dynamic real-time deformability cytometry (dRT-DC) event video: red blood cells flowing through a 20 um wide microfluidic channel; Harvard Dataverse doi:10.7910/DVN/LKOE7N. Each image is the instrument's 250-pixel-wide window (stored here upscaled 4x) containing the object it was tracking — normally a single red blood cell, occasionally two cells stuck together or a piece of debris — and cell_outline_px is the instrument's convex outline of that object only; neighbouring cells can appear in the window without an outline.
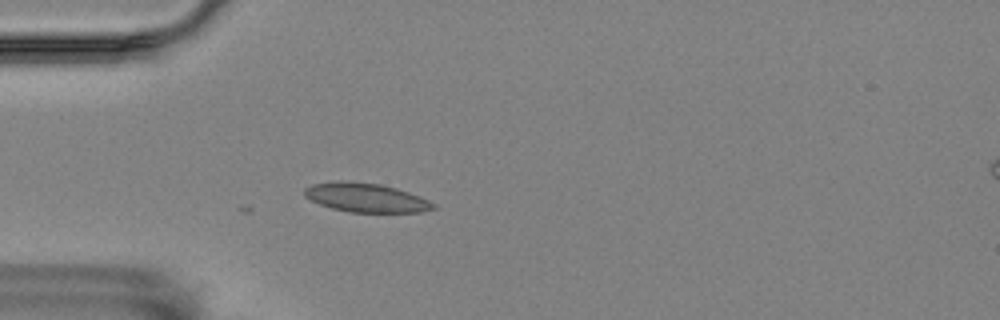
{"species": "Egyptian fruit bat (a non-hibernating species)", "species_latin": "Rousettus aegyptiacus", "temperature_condition": "room temperature", "stored_images_in_passage": 17, "camera_frame_rate_fps": 3000, "um_per_image_px": 0.085, "animal": {"sex": "female"}, "frame": {"image": 1, "passage_image": 17, "time_ms": 5.333, "image_size_px": [1000, 320], "cell_outline_px": [[436, 208], [420, 212], [348, 212], [332, 208], [320, 204], [304, 196], [304, 188], [312, 184], [336, 180], [344, 180], [380, 184], [396, 188], [420, 196], [436, 204]], "centroid_in_image_um": [31.09, 16.79], "position_along_channel_um": 53.9, "area_um2": 21.85}}